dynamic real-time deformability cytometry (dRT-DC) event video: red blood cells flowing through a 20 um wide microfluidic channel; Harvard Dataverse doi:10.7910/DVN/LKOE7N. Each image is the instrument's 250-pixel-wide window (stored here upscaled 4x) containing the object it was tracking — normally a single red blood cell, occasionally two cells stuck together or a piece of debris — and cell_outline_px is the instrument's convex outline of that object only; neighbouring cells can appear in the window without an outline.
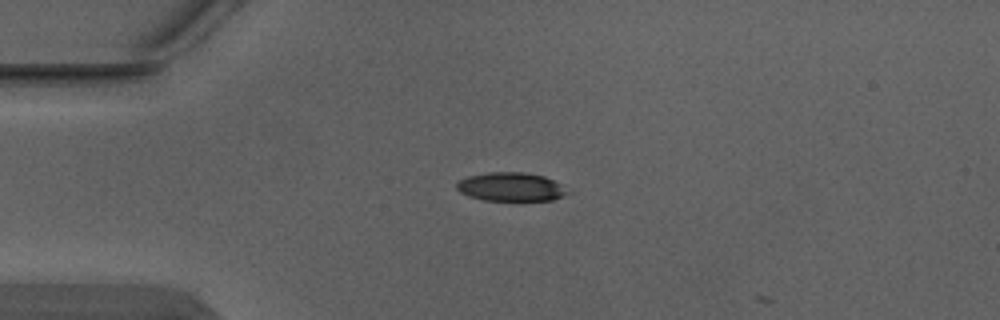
{"species": "Egyptian fruit bat (a non-hibernating species)", "species_latin": "Rousettus aegyptiacus", "temperature_condition": "warm", "stored_images_in_passage": 3, "camera_frame_rate_fps": 3000, "um_per_image_px": 0.085, "animal": {"sex": "male"}, "frame": {"image": 1, "passage_image": 2, "time_ms": 0.333, "image_size_px": [1000, 320], "cell_outline_px": [[572, 192], [564, 196], [552, 200], [484, 200], [468, 196], [460, 192], [456, 188], [456, 184], [460, 180], [468, 176], [488, 172], [524, 172], [544, 176], [560, 184]], "centroid_in_image_um": [43.44, 15.88], "position_along_channel_um": 41.6, "area_um2": 18.55}}